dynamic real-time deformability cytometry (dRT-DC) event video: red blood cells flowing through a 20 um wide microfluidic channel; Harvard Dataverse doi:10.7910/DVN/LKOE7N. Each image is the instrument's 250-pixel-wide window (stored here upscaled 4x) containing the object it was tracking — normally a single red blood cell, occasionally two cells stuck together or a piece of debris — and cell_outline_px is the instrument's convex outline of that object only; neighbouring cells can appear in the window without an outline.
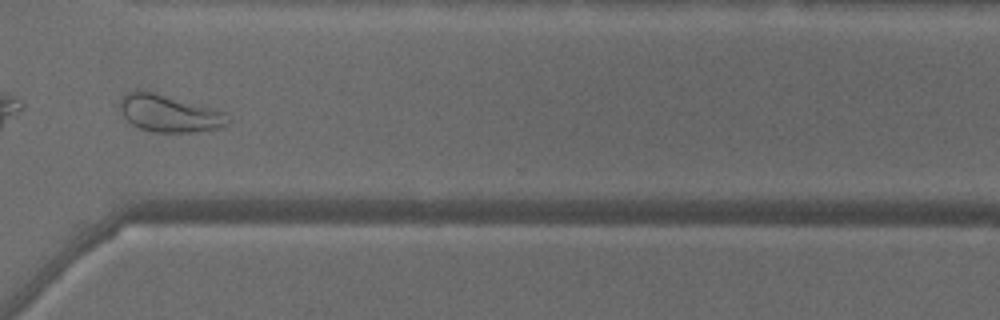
{"species": "common noctule bat (a hibernating species)", "species_latin": "Nyctalus noctula", "temperature_condition": "warm", "stored_images_in_passage": 48, "camera_frame_rate_fps": 3000, "um_per_image_px": 0.085, "animal": {"sex": "male", "body_mass_g": 18.8}, "frame": {"image": 1, "passage_image": 35, "time_ms": 11.333, "image_size_px": [1000, 320], "cell_outline_px": [[232, 120], [224, 128], [192, 132], [156, 132], [140, 128], [132, 124], [124, 116], [120, 108], [120, 100], [128, 92], [136, 88], [156, 92], [212, 108], [224, 112]], "centroid_in_image_um": [14.41, 9.63], "position_along_channel_um": 356.2, "area_um2": 23.58}, "authors_computed_cell_mechanics": {"area_um2": 26.5591, "velocity_mm_per_s": 4.0669, "shape_relaxation_time_tau1_ms": null, "shape_relaxation_time_tau2_ms": 1.2515, "deformation_change_tau1": null, "deformation_change_tau2": 0.0892}}